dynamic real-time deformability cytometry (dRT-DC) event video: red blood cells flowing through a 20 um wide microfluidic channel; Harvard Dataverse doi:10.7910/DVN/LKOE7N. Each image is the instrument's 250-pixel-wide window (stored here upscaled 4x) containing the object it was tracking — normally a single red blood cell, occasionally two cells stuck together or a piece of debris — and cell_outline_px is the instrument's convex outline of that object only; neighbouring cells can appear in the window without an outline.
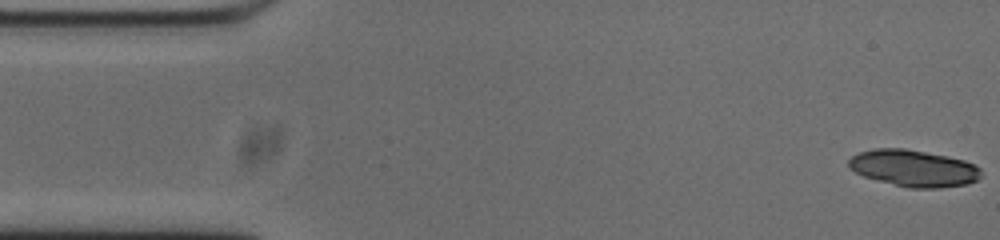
{"species": "common noctule bat (a hibernating species)", "species_latin": "Nyctalus noctula", "temperature_condition": "cold", "stored_images_in_passage": 54, "camera_frame_rate_fps": 3000, "um_per_image_px": 0.085, "animal": {"sex": "male", "body_mass_g": 20.0, "forearm_length_mm": 53.3}, "frame": {"image": 1, "passage_image": 1, "time_ms": 0.0, "image_size_px": [1000, 240], "cell_outline_px": [[980, 176], [976, 180], [968, 184], [936, 188], [908, 188], [864, 176], [848, 168], [848, 160], [852, 156], [860, 152], [876, 148], [904, 148], [948, 156], [964, 160], [976, 164], [980, 168]], "centroid_in_image_um": [77.67, 14.29], "position_along_channel_um": 7.3, "area_um2": 28.26}}
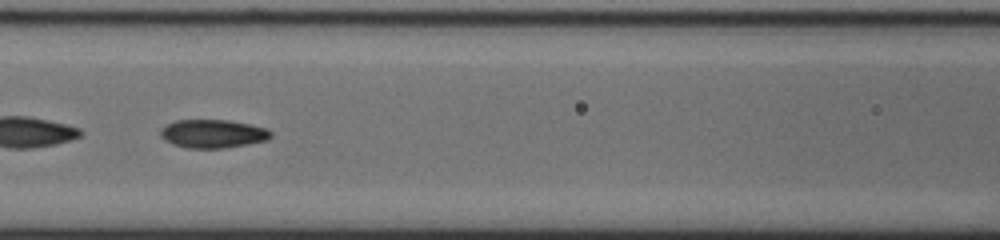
{"frame": {"image": 2, "passage_image": 22, "time_ms": 7.0, "image_size_px": [1000, 240], "cell_outline_px": [[272, 136], [268, 140], [248, 144], [224, 148], [188, 148], [172, 144], [164, 140], [160, 136], [160, 132], [168, 124], [176, 120], [228, 120], [248, 124], [264, 128], [272, 132]], "centroid_in_image_um": [18.1, 11.37], "position_along_channel_um": 148.5, "area_um2": 18.15}}
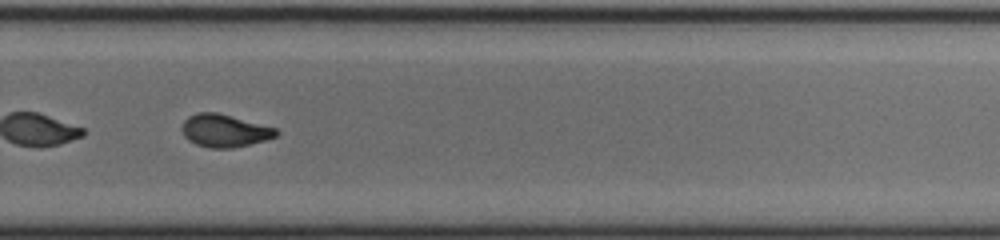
{"frame": {"image": 3, "passage_image": 35, "time_ms": 11.333, "image_size_px": [1000, 240], "cell_outline_px": [[280, 132], [276, 136], [264, 140], [232, 148], [208, 148], [196, 144], [188, 140], [184, 136], [180, 128], [184, 120], [188, 116], [196, 112], [216, 112], [232, 116], [276, 128]], "centroid_in_image_um": [19.04, 11.1], "position_along_channel_um": 310.8, "area_um2": 17.98}, "authors_computed_cell_mechanics": {"area_um2": 18.2359, "velocity_mm_per_s": 3.7548, "shape_relaxation_time_tau1_ms": 6.8389, "shape_relaxation_time_tau2_ms": 1.8121, "deformation_change_tau1": 0.2199, "deformation_change_tau2": 0.0649}}